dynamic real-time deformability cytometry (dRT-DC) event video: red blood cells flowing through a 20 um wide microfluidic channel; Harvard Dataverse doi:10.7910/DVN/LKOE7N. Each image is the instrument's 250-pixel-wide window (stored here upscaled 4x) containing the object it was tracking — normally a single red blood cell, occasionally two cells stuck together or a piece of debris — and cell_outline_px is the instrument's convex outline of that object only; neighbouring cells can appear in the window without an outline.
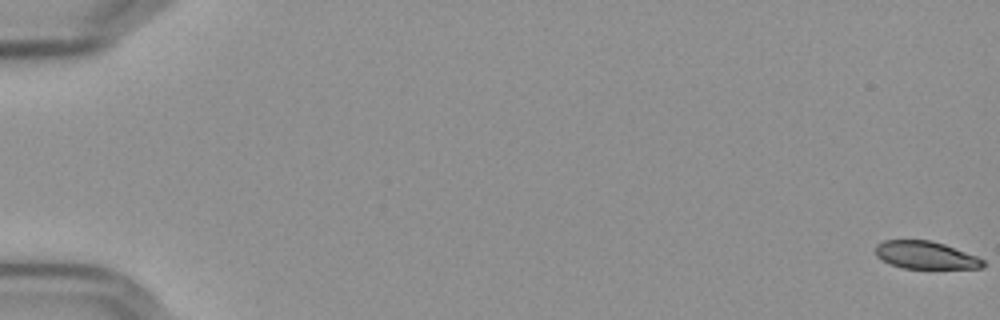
{"species": "Egyptian fruit bat (a non-hibernating species)", "species_latin": "Rousettus aegyptiacus", "temperature_condition": "cold", "stored_images_in_passage": 58, "camera_frame_rate_fps": 3000, "um_per_image_px": 0.085, "frame": {"image": 1, "passage_image": 1, "time_ms": 0.0, "image_size_px": [1000, 320], "cell_outline_px": [[984, 268], [904, 268], [880, 260], [876, 256], [876, 244], [884, 240], [932, 240], [944, 244], [976, 256], [984, 260]], "centroid_in_image_um": [78.65, 21.68], "position_along_channel_um": 6.3, "area_um2": 17.22}}
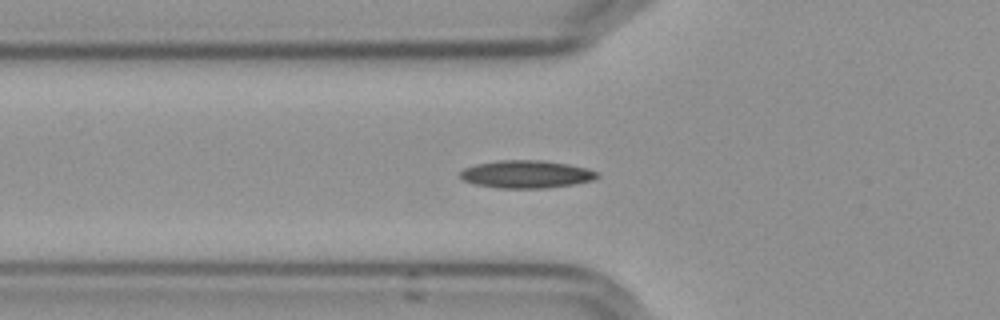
{"frame": {"image": 2, "passage_image": 22, "time_ms": 7.0, "image_size_px": [1000, 320], "cell_outline_px": [[600, 176], [592, 180], [572, 184], [544, 188], [500, 188], [476, 184], [464, 180], [460, 176], [460, 172], [464, 168], [476, 164], [500, 160], [544, 160], [568, 164], [588, 168], [600, 172]], "centroid_in_image_um": [44.77, 14.8], "position_along_channel_um": 81.0, "area_um2": 22.08}}
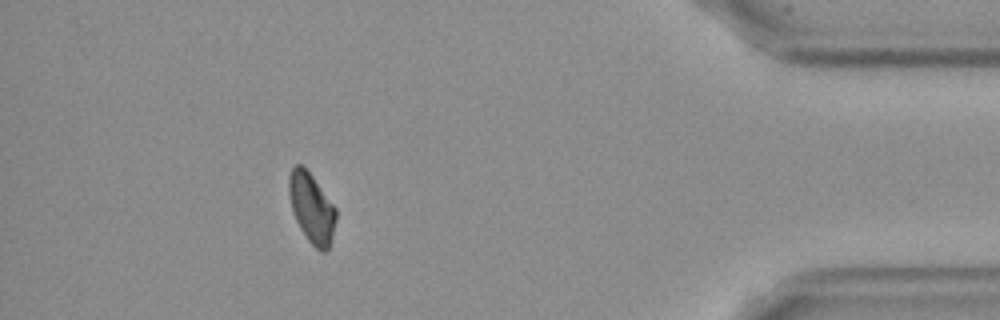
{"frame": {"image": 3, "passage_image": 53, "time_ms": 17.333, "image_size_px": [1000, 320], "cell_outline_px": [[336, 220], [332, 236], [328, 248], [324, 252], [320, 252], [308, 240], [300, 228], [296, 220], [292, 208], [288, 192], [288, 176], [292, 168], [296, 164], [300, 164], [312, 176], [336, 208]], "centroid_in_image_um": [26.48, 17.68], "position_along_channel_um": 408.7, "area_um2": 18.84}, "authors_computed_cell_mechanics": {"area_um2": 19.8832, "velocity_mm_per_s": 3.6013, "shape_relaxation_time_tau1_ms": 10.5662, "shape_relaxation_time_tau2_ms": 10.0662, "deformation_change_tau1": 0.1658, "deformation_change_tau2": 0.129}}